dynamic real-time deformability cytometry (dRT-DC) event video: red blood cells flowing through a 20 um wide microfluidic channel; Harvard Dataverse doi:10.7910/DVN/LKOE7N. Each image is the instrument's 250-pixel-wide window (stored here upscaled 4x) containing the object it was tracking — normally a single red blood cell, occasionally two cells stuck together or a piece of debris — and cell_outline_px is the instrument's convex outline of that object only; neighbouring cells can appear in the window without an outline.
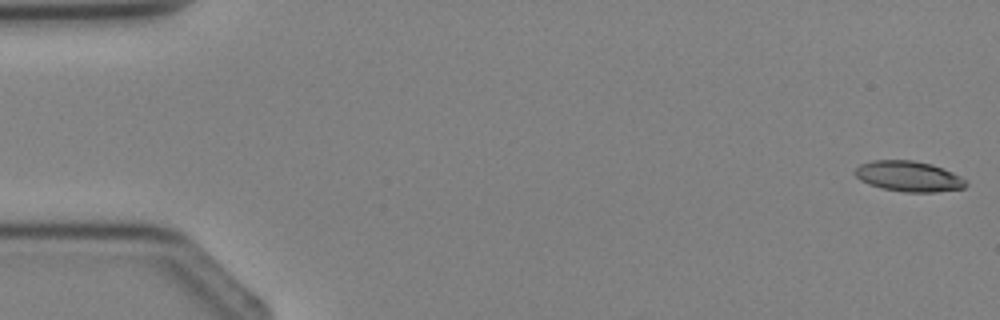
{"species": "Egyptian fruit bat (a non-hibernating species)", "species_latin": "Rousettus aegyptiacus", "temperature_condition": "cold", "stored_images_in_passage": 3, "camera_frame_rate_fps": 3000, "um_per_image_px": 0.085, "animal": {"sex": "female"}, "frame": {"image": 1, "passage_image": 1, "time_ms": 0.0, "image_size_px": [1000, 320], "cell_outline_px": [[968, 184], [964, 188], [936, 192], [904, 192], [884, 188], [868, 184], [860, 180], [856, 176], [856, 168], [860, 164], [872, 160], [912, 160], [932, 164], [952, 172], [960, 176]], "centroid_in_image_um": [77.24, 14.98], "position_along_channel_um": 7.8, "area_um2": 19.59}}
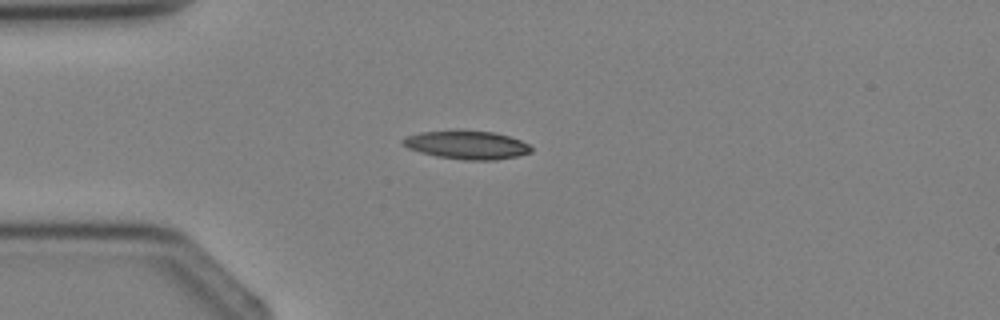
{"frame": {"image": 2, "passage_image": 3, "time_ms": 3.0, "image_size_px": [1000, 320], "cell_outline_px": [[532, 152], [516, 156], [496, 160], [464, 160], [436, 156], [420, 152], [408, 148], [400, 144], [400, 140], [408, 136], [420, 132], [456, 128], [460, 128], [496, 132], [520, 140], [528, 144], [532, 148]], "centroid_in_image_um": [39.64, 12.28], "position_along_channel_um": 45.4, "area_um2": 21.91}}